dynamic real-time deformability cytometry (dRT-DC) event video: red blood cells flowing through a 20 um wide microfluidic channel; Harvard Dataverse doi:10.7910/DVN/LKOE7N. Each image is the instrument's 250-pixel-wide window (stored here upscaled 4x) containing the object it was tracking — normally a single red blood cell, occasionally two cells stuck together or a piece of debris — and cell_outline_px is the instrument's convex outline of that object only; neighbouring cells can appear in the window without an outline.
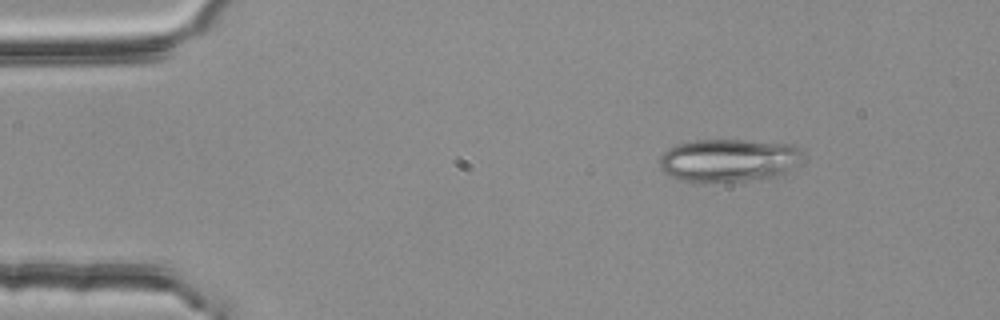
{"species": "common noctule bat (a hibernating species)", "species_latin": "Nyctalus noctula", "temperature_condition": "room temperature", "stored_images_in_passage": 6, "camera_frame_rate_fps": 3000, "um_per_image_px": 0.085, "animal": {"sex": "female", "body_mass_g": 25.1}, "frame": {"image": 1, "passage_image": 1, "time_ms": 0.0, "image_size_px": [1000, 320], "cell_outline_px": [[804, 152], [788, 172], [772, 176], [744, 180], [704, 184], [692, 184], [680, 180], [664, 172], [660, 168], [660, 156], [668, 148], [676, 144], [696, 140], [744, 140], [796, 144]], "centroid_in_image_um": [61.88, 13.63], "position_along_channel_um": 23.1, "area_um2": 36.24}}
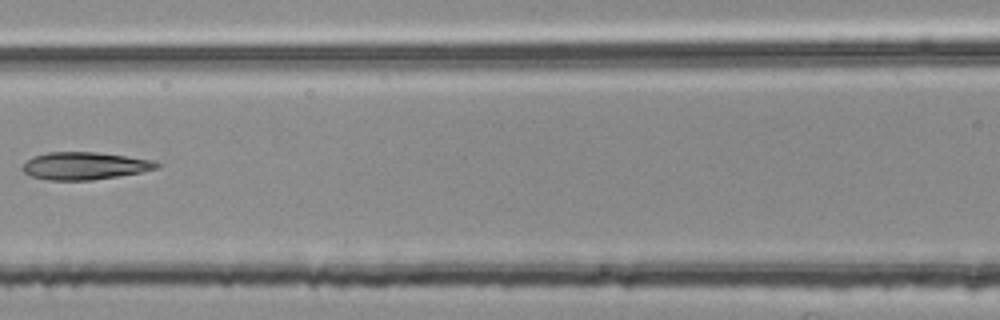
{"frame": {"image": 2, "passage_image": 5, "time_ms": 1.333, "image_size_px": [1000, 320], "cell_outline_px": [[160, 168], [140, 172], [92, 180], [48, 180], [32, 176], [24, 172], [20, 168], [28, 160], [36, 156], [48, 152], [96, 152], [156, 160], [160, 164]], "centroid_in_image_um": [7.23, 14.09], "position_along_channel_um": 159.4, "area_um2": 21.39}}
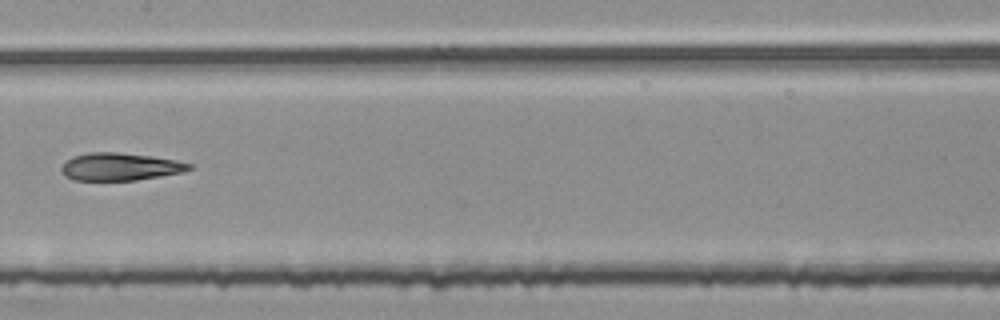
{"frame": {"image": 3, "passage_image": 6, "time_ms": 1.667, "image_size_px": [1000, 320], "cell_outline_px": [[192, 168], [180, 172], [160, 176], [136, 180], [72, 180], [64, 176], [60, 168], [72, 156], [88, 152], [116, 152], [152, 156], [176, 160], [192, 164]], "centroid_in_image_um": [10.17, 14.16], "position_along_channel_um": 197.2, "area_um2": 20.46}}